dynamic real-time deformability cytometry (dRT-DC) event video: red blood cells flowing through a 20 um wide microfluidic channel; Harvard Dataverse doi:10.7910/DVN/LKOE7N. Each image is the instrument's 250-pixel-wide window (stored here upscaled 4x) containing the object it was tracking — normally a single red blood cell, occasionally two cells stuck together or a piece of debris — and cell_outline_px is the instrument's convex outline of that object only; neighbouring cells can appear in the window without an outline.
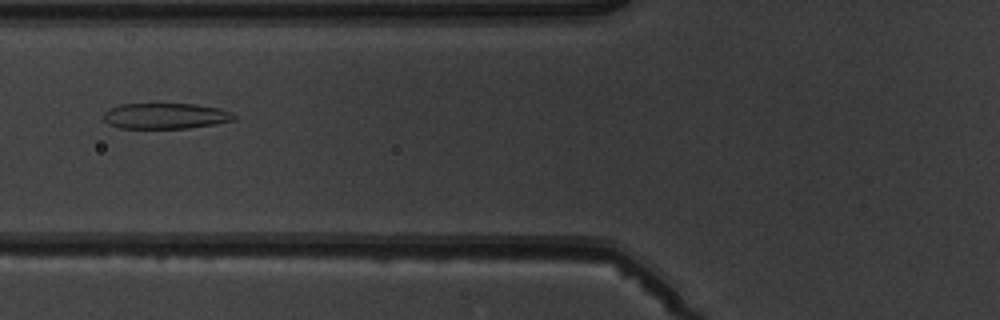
{"species": "common noctule bat (a hibernating species)", "species_latin": "Nyctalus noctula", "temperature_condition": "warm", "stored_images_in_passage": 6, "camera_frame_rate_fps": 3000, "um_per_image_px": 0.085, "animal": {"sex": "male", "body_mass_g": 19.5, "forearm_length_mm": 54.6}, "frame": {"image": 1, "passage_image": 6, "time_ms": 6.0, "image_size_px": [1000, 320], "cell_outline_px": [[236, 120], [216, 124], [188, 128], [120, 128], [108, 124], [104, 120], [104, 112], [108, 108], [120, 104], [196, 104], [220, 108], [232, 112], [236, 116]], "centroid_in_image_um": [14.09, 9.85], "position_along_channel_um": 111.7, "area_um2": 19.77}}